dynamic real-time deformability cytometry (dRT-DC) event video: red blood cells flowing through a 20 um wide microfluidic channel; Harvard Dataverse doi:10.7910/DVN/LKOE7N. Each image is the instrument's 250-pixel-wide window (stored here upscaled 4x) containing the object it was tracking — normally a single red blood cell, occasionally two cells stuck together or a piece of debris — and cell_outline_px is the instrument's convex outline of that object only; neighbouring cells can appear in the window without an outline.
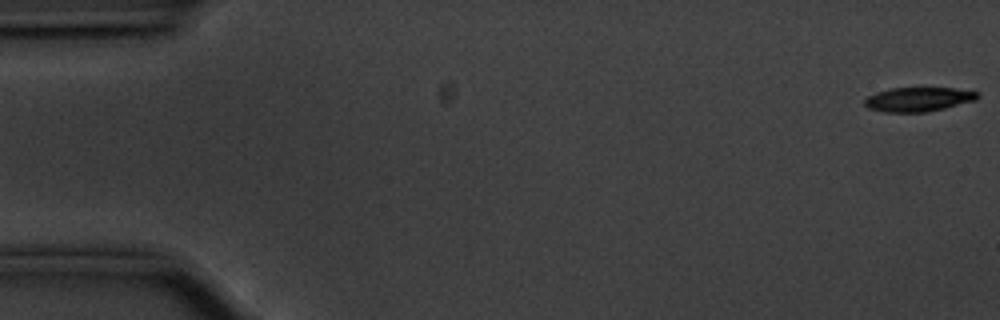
{"species": "common noctule bat (a hibernating species)", "species_latin": "Nyctalus noctula", "temperature_condition": "cold", "stored_images_in_passage": 56, "camera_frame_rate_fps": 3000, "um_per_image_px": 0.085, "animal": {"sex": "male", "body_mass_g": 20.1, "forearm_length_mm": 53.5}, "frame": {"image": 1, "passage_image": 1, "time_ms": 0.0, "image_size_px": [1000, 320], "cell_outline_px": [[980, 96], [976, 100], [928, 112], [884, 112], [868, 108], [864, 104], [864, 100], [868, 96], [876, 92], [892, 88], [952, 88], [980, 92]], "centroid_in_image_um": [78.06, 8.44], "position_along_channel_um": 6.9, "area_um2": 15.95}}
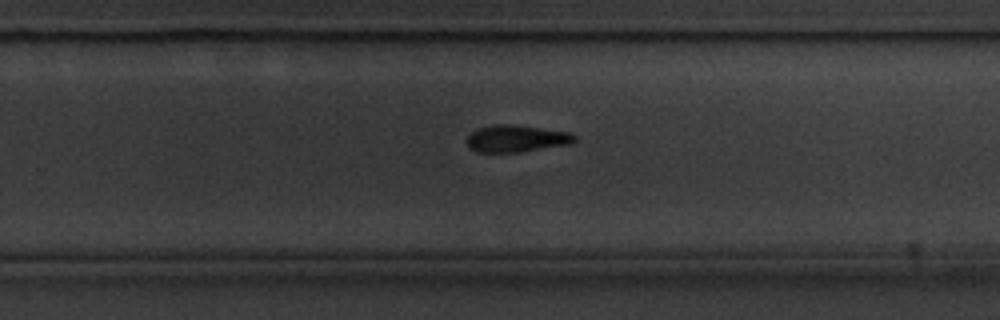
{"frame": {"image": 2, "passage_image": 36, "time_ms": 11.667, "image_size_px": [1000, 320], "cell_outline_px": [[576, 140], [572, 144], [516, 152], [476, 152], [468, 144], [468, 136], [472, 132], [480, 128], [492, 124], [508, 124], [572, 132], [576, 136]], "centroid_in_image_um": [43.94, 11.77], "position_along_channel_um": 285.9, "area_um2": 16.76}}
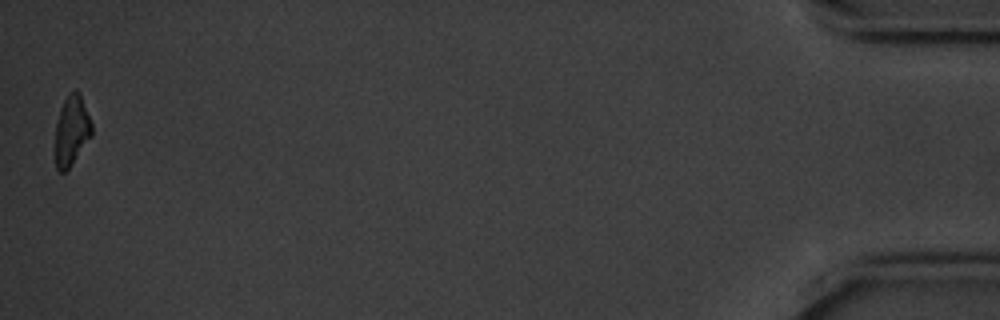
{"frame": {"image": 3, "passage_image": 56, "time_ms": 18.333, "image_size_px": [1000, 320], "cell_outline_px": [[92, 136], [68, 168], [64, 172], [60, 172], [56, 168], [52, 152], [56, 124], [60, 108], [64, 100], [76, 88], [80, 92], [92, 124]], "centroid_in_image_um": [6.04, 11.13], "position_along_channel_um": 429.2, "area_um2": 15.32}, "authors_computed_cell_mechanics": {"area_um2": 17.1955, "velocity_mm_per_s": 3.5527, "shape_relaxation_time_tau1_ms": 2.5565, "shape_relaxation_time_tau2_ms": null, "deformation_change_tau1": 0.1407, "deformation_change_tau2": null}}